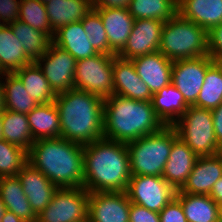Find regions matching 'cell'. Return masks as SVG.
<instances>
[{
  "label": "cell",
  "mask_w": 222,
  "mask_h": 222,
  "mask_svg": "<svg viewBox=\"0 0 222 222\" xmlns=\"http://www.w3.org/2000/svg\"><path fill=\"white\" fill-rule=\"evenodd\" d=\"M21 0H0V21L2 25L14 23L19 18Z\"/></svg>",
  "instance_id": "obj_40"
},
{
  "label": "cell",
  "mask_w": 222,
  "mask_h": 222,
  "mask_svg": "<svg viewBox=\"0 0 222 222\" xmlns=\"http://www.w3.org/2000/svg\"><path fill=\"white\" fill-rule=\"evenodd\" d=\"M0 199L5 210L13 212L25 222H37V215L32 210L17 176L0 177Z\"/></svg>",
  "instance_id": "obj_23"
},
{
  "label": "cell",
  "mask_w": 222,
  "mask_h": 222,
  "mask_svg": "<svg viewBox=\"0 0 222 222\" xmlns=\"http://www.w3.org/2000/svg\"><path fill=\"white\" fill-rule=\"evenodd\" d=\"M222 177V158L216 154L199 156L183 187L177 192L209 195L213 185Z\"/></svg>",
  "instance_id": "obj_17"
},
{
  "label": "cell",
  "mask_w": 222,
  "mask_h": 222,
  "mask_svg": "<svg viewBox=\"0 0 222 222\" xmlns=\"http://www.w3.org/2000/svg\"><path fill=\"white\" fill-rule=\"evenodd\" d=\"M209 196L218 205L222 202V177L213 185Z\"/></svg>",
  "instance_id": "obj_44"
},
{
  "label": "cell",
  "mask_w": 222,
  "mask_h": 222,
  "mask_svg": "<svg viewBox=\"0 0 222 222\" xmlns=\"http://www.w3.org/2000/svg\"><path fill=\"white\" fill-rule=\"evenodd\" d=\"M113 55L98 53L93 57L76 60L75 89L92 93L102 99L114 94Z\"/></svg>",
  "instance_id": "obj_8"
},
{
  "label": "cell",
  "mask_w": 222,
  "mask_h": 222,
  "mask_svg": "<svg viewBox=\"0 0 222 222\" xmlns=\"http://www.w3.org/2000/svg\"><path fill=\"white\" fill-rule=\"evenodd\" d=\"M114 94L133 100L151 101L152 93L138 76L131 59L113 57Z\"/></svg>",
  "instance_id": "obj_15"
},
{
  "label": "cell",
  "mask_w": 222,
  "mask_h": 222,
  "mask_svg": "<svg viewBox=\"0 0 222 222\" xmlns=\"http://www.w3.org/2000/svg\"><path fill=\"white\" fill-rule=\"evenodd\" d=\"M18 20L38 31H43L53 39L55 32L49 24L47 10L43 2L39 0H21Z\"/></svg>",
  "instance_id": "obj_35"
},
{
  "label": "cell",
  "mask_w": 222,
  "mask_h": 222,
  "mask_svg": "<svg viewBox=\"0 0 222 222\" xmlns=\"http://www.w3.org/2000/svg\"><path fill=\"white\" fill-rule=\"evenodd\" d=\"M218 155L222 158V144L219 146Z\"/></svg>",
  "instance_id": "obj_50"
},
{
  "label": "cell",
  "mask_w": 222,
  "mask_h": 222,
  "mask_svg": "<svg viewBox=\"0 0 222 222\" xmlns=\"http://www.w3.org/2000/svg\"><path fill=\"white\" fill-rule=\"evenodd\" d=\"M61 138L81 145L103 138L104 99L86 91L71 89L56 94Z\"/></svg>",
  "instance_id": "obj_2"
},
{
  "label": "cell",
  "mask_w": 222,
  "mask_h": 222,
  "mask_svg": "<svg viewBox=\"0 0 222 222\" xmlns=\"http://www.w3.org/2000/svg\"><path fill=\"white\" fill-rule=\"evenodd\" d=\"M164 21L156 19H137L124 48L117 54L124 59L159 52Z\"/></svg>",
  "instance_id": "obj_13"
},
{
  "label": "cell",
  "mask_w": 222,
  "mask_h": 222,
  "mask_svg": "<svg viewBox=\"0 0 222 222\" xmlns=\"http://www.w3.org/2000/svg\"><path fill=\"white\" fill-rule=\"evenodd\" d=\"M160 222H187L180 200L173 198L160 212Z\"/></svg>",
  "instance_id": "obj_39"
},
{
  "label": "cell",
  "mask_w": 222,
  "mask_h": 222,
  "mask_svg": "<svg viewBox=\"0 0 222 222\" xmlns=\"http://www.w3.org/2000/svg\"><path fill=\"white\" fill-rule=\"evenodd\" d=\"M35 62L55 94L75 88L76 59L66 50L51 42L46 53Z\"/></svg>",
  "instance_id": "obj_11"
},
{
  "label": "cell",
  "mask_w": 222,
  "mask_h": 222,
  "mask_svg": "<svg viewBox=\"0 0 222 222\" xmlns=\"http://www.w3.org/2000/svg\"><path fill=\"white\" fill-rule=\"evenodd\" d=\"M17 177L32 210L38 215L50 204L58 187L29 162L17 173Z\"/></svg>",
  "instance_id": "obj_16"
},
{
  "label": "cell",
  "mask_w": 222,
  "mask_h": 222,
  "mask_svg": "<svg viewBox=\"0 0 222 222\" xmlns=\"http://www.w3.org/2000/svg\"><path fill=\"white\" fill-rule=\"evenodd\" d=\"M2 139L29 151L34 143L26 114L5 109L2 112Z\"/></svg>",
  "instance_id": "obj_30"
},
{
  "label": "cell",
  "mask_w": 222,
  "mask_h": 222,
  "mask_svg": "<svg viewBox=\"0 0 222 222\" xmlns=\"http://www.w3.org/2000/svg\"><path fill=\"white\" fill-rule=\"evenodd\" d=\"M5 110L4 86L2 83V74H0V112Z\"/></svg>",
  "instance_id": "obj_46"
},
{
  "label": "cell",
  "mask_w": 222,
  "mask_h": 222,
  "mask_svg": "<svg viewBox=\"0 0 222 222\" xmlns=\"http://www.w3.org/2000/svg\"><path fill=\"white\" fill-rule=\"evenodd\" d=\"M0 222H25L17 217L13 212L5 210Z\"/></svg>",
  "instance_id": "obj_45"
},
{
  "label": "cell",
  "mask_w": 222,
  "mask_h": 222,
  "mask_svg": "<svg viewBox=\"0 0 222 222\" xmlns=\"http://www.w3.org/2000/svg\"><path fill=\"white\" fill-rule=\"evenodd\" d=\"M81 22L87 38L98 53L117 55L109 46L103 21L94 8H91Z\"/></svg>",
  "instance_id": "obj_36"
},
{
  "label": "cell",
  "mask_w": 222,
  "mask_h": 222,
  "mask_svg": "<svg viewBox=\"0 0 222 222\" xmlns=\"http://www.w3.org/2000/svg\"><path fill=\"white\" fill-rule=\"evenodd\" d=\"M81 21L70 23L55 31L52 42L69 52L76 60L93 57L98 52L86 36Z\"/></svg>",
  "instance_id": "obj_22"
},
{
  "label": "cell",
  "mask_w": 222,
  "mask_h": 222,
  "mask_svg": "<svg viewBox=\"0 0 222 222\" xmlns=\"http://www.w3.org/2000/svg\"><path fill=\"white\" fill-rule=\"evenodd\" d=\"M129 222H160L159 213L135 203L130 204Z\"/></svg>",
  "instance_id": "obj_41"
},
{
  "label": "cell",
  "mask_w": 222,
  "mask_h": 222,
  "mask_svg": "<svg viewBox=\"0 0 222 222\" xmlns=\"http://www.w3.org/2000/svg\"><path fill=\"white\" fill-rule=\"evenodd\" d=\"M212 117H213V125L215 136L218 141V144H222V103L211 110Z\"/></svg>",
  "instance_id": "obj_43"
},
{
  "label": "cell",
  "mask_w": 222,
  "mask_h": 222,
  "mask_svg": "<svg viewBox=\"0 0 222 222\" xmlns=\"http://www.w3.org/2000/svg\"><path fill=\"white\" fill-rule=\"evenodd\" d=\"M178 13L207 32L222 23V0H179Z\"/></svg>",
  "instance_id": "obj_21"
},
{
  "label": "cell",
  "mask_w": 222,
  "mask_h": 222,
  "mask_svg": "<svg viewBox=\"0 0 222 222\" xmlns=\"http://www.w3.org/2000/svg\"><path fill=\"white\" fill-rule=\"evenodd\" d=\"M138 76L147 84L152 95L171 84L173 62L161 52L131 59Z\"/></svg>",
  "instance_id": "obj_18"
},
{
  "label": "cell",
  "mask_w": 222,
  "mask_h": 222,
  "mask_svg": "<svg viewBox=\"0 0 222 222\" xmlns=\"http://www.w3.org/2000/svg\"><path fill=\"white\" fill-rule=\"evenodd\" d=\"M28 163V151L22 147L0 140V177L17 176Z\"/></svg>",
  "instance_id": "obj_37"
},
{
  "label": "cell",
  "mask_w": 222,
  "mask_h": 222,
  "mask_svg": "<svg viewBox=\"0 0 222 222\" xmlns=\"http://www.w3.org/2000/svg\"><path fill=\"white\" fill-rule=\"evenodd\" d=\"M88 195L84 187L58 188L37 222H81L88 218Z\"/></svg>",
  "instance_id": "obj_9"
},
{
  "label": "cell",
  "mask_w": 222,
  "mask_h": 222,
  "mask_svg": "<svg viewBox=\"0 0 222 222\" xmlns=\"http://www.w3.org/2000/svg\"><path fill=\"white\" fill-rule=\"evenodd\" d=\"M44 4L54 32L62 26L82 21L92 8V0H52Z\"/></svg>",
  "instance_id": "obj_25"
},
{
  "label": "cell",
  "mask_w": 222,
  "mask_h": 222,
  "mask_svg": "<svg viewBox=\"0 0 222 222\" xmlns=\"http://www.w3.org/2000/svg\"><path fill=\"white\" fill-rule=\"evenodd\" d=\"M130 200L124 192H92L88 195L91 222H129Z\"/></svg>",
  "instance_id": "obj_14"
},
{
  "label": "cell",
  "mask_w": 222,
  "mask_h": 222,
  "mask_svg": "<svg viewBox=\"0 0 222 222\" xmlns=\"http://www.w3.org/2000/svg\"><path fill=\"white\" fill-rule=\"evenodd\" d=\"M219 216L222 217V202L219 204Z\"/></svg>",
  "instance_id": "obj_49"
},
{
  "label": "cell",
  "mask_w": 222,
  "mask_h": 222,
  "mask_svg": "<svg viewBox=\"0 0 222 222\" xmlns=\"http://www.w3.org/2000/svg\"><path fill=\"white\" fill-rule=\"evenodd\" d=\"M198 156L179 137L172 143L162 177L176 190H180L191 173Z\"/></svg>",
  "instance_id": "obj_19"
},
{
  "label": "cell",
  "mask_w": 222,
  "mask_h": 222,
  "mask_svg": "<svg viewBox=\"0 0 222 222\" xmlns=\"http://www.w3.org/2000/svg\"><path fill=\"white\" fill-rule=\"evenodd\" d=\"M103 21L110 48L118 54L126 45L134 18L124 8L95 9Z\"/></svg>",
  "instance_id": "obj_20"
},
{
  "label": "cell",
  "mask_w": 222,
  "mask_h": 222,
  "mask_svg": "<svg viewBox=\"0 0 222 222\" xmlns=\"http://www.w3.org/2000/svg\"><path fill=\"white\" fill-rule=\"evenodd\" d=\"M2 83L4 86L5 109L27 114L39 105L37 101L30 97L23 83L14 73H3Z\"/></svg>",
  "instance_id": "obj_31"
},
{
  "label": "cell",
  "mask_w": 222,
  "mask_h": 222,
  "mask_svg": "<svg viewBox=\"0 0 222 222\" xmlns=\"http://www.w3.org/2000/svg\"><path fill=\"white\" fill-rule=\"evenodd\" d=\"M12 28L15 37L22 43L26 55L32 60L36 61L43 56L52 39L43 31H38L28 24L17 20L9 24Z\"/></svg>",
  "instance_id": "obj_32"
},
{
  "label": "cell",
  "mask_w": 222,
  "mask_h": 222,
  "mask_svg": "<svg viewBox=\"0 0 222 222\" xmlns=\"http://www.w3.org/2000/svg\"><path fill=\"white\" fill-rule=\"evenodd\" d=\"M222 103V64L214 62L205 74L204 83L193 106L214 109Z\"/></svg>",
  "instance_id": "obj_34"
},
{
  "label": "cell",
  "mask_w": 222,
  "mask_h": 222,
  "mask_svg": "<svg viewBox=\"0 0 222 222\" xmlns=\"http://www.w3.org/2000/svg\"><path fill=\"white\" fill-rule=\"evenodd\" d=\"M173 127L178 137L198 157L218 154L220 145L215 136L210 109L190 105Z\"/></svg>",
  "instance_id": "obj_7"
},
{
  "label": "cell",
  "mask_w": 222,
  "mask_h": 222,
  "mask_svg": "<svg viewBox=\"0 0 222 222\" xmlns=\"http://www.w3.org/2000/svg\"><path fill=\"white\" fill-rule=\"evenodd\" d=\"M40 2L46 3V2H50L52 0H39Z\"/></svg>",
  "instance_id": "obj_51"
},
{
  "label": "cell",
  "mask_w": 222,
  "mask_h": 222,
  "mask_svg": "<svg viewBox=\"0 0 222 222\" xmlns=\"http://www.w3.org/2000/svg\"><path fill=\"white\" fill-rule=\"evenodd\" d=\"M178 138L173 126L127 143L132 175L162 176L172 143Z\"/></svg>",
  "instance_id": "obj_6"
},
{
  "label": "cell",
  "mask_w": 222,
  "mask_h": 222,
  "mask_svg": "<svg viewBox=\"0 0 222 222\" xmlns=\"http://www.w3.org/2000/svg\"><path fill=\"white\" fill-rule=\"evenodd\" d=\"M176 190L162 176L132 175L126 193L131 203L159 213L173 198Z\"/></svg>",
  "instance_id": "obj_10"
},
{
  "label": "cell",
  "mask_w": 222,
  "mask_h": 222,
  "mask_svg": "<svg viewBox=\"0 0 222 222\" xmlns=\"http://www.w3.org/2000/svg\"><path fill=\"white\" fill-rule=\"evenodd\" d=\"M187 222H219V205L209 195L176 192Z\"/></svg>",
  "instance_id": "obj_28"
},
{
  "label": "cell",
  "mask_w": 222,
  "mask_h": 222,
  "mask_svg": "<svg viewBox=\"0 0 222 222\" xmlns=\"http://www.w3.org/2000/svg\"><path fill=\"white\" fill-rule=\"evenodd\" d=\"M208 55L217 63H222V23L207 32Z\"/></svg>",
  "instance_id": "obj_38"
},
{
  "label": "cell",
  "mask_w": 222,
  "mask_h": 222,
  "mask_svg": "<svg viewBox=\"0 0 222 222\" xmlns=\"http://www.w3.org/2000/svg\"><path fill=\"white\" fill-rule=\"evenodd\" d=\"M159 52L172 62L207 56V31L177 12L164 23Z\"/></svg>",
  "instance_id": "obj_5"
},
{
  "label": "cell",
  "mask_w": 222,
  "mask_h": 222,
  "mask_svg": "<svg viewBox=\"0 0 222 222\" xmlns=\"http://www.w3.org/2000/svg\"><path fill=\"white\" fill-rule=\"evenodd\" d=\"M26 115L34 141L61 137L59 113L54 102L39 104Z\"/></svg>",
  "instance_id": "obj_26"
},
{
  "label": "cell",
  "mask_w": 222,
  "mask_h": 222,
  "mask_svg": "<svg viewBox=\"0 0 222 222\" xmlns=\"http://www.w3.org/2000/svg\"><path fill=\"white\" fill-rule=\"evenodd\" d=\"M213 63L209 55L173 62L171 83L181 92L189 105L196 102L207 69Z\"/></svg>",
  "instance_id": "obj_12"
},
{
  "label": "cell",
  "mask_w": 222,
  "mask_h": 222,
  "mask_svg": "<svg viewBox=\"0 0 222 222\" xmlns=\"http://www.w3.org/2000/svg\"><path fill=\"white\" fill-rule=\"evenodd\" d=\"M128 11L137 19L170 20L178 12L176 0H131Z\"/></svg>",
  "instance_id": "obj_33"
},
{
  "label": "cell",
  "mask_w": 222,
  "mask_h": 222,
  "mask_svg": "<svg viewBox=\"0 0 222 222\" xmlns=\"http://www.w3.org/2000/svg\"><path fill=\"white\" fill-rule=\"evenodd\" d=\"M81 222H91V221L89 220V218H87V219H85V220H83Z\"/></svg>",
  "instance_id": "obj_52"
},
{
  "label": "cell",
  "mask_w": 222,
  "mask_h": 222,
  "mask_svg": "<svg viewBox=\"0 0 222 222\" xmlns=\"http://www.w3.org/2000/svg\"><path fill=\"white\" fill-rule=\"evenodd\" d=\"M14 74L21 80L30 97L39 104L54 102L56 94L35 61L23 66Z\"/></svg>",
  "instance_id": "obj_29"
},
{
  "label": "cell",
  "mask_w": 222,
  "mask_h": 222,
  "mask_svg": "<svg viewBox=\"0 0 222 222\" xmlns=\"http://www.w3.org/2000/svg\"><path fill=\"white\" fill-rule=\"evenodd\" d=\"M164 126L151 101L133 100L117 94L104 99L105 139L127 144L156 133Z\"/></svg>",
  "instance_id": "obj_4"
},
{
  "label": "cell",
  "mask_w": 222,
  "mask_h": 222,
  "mask_svg": "<svg viewBox=\"0 0 222 222\" xmlns=\"http://www.w3.org/2000/svg\"><path fill=\"white\" fill-rule=\"evenodd\" d=\"M3 124H2V112H0V140L2 139V133H3Z\"/></svg>",
  "instance_id": "obj_48"
},
{
  "label": "cell",
  "mask_w": 222,
  "mask_h": 222,
  "mask_svg": "<svg viewBox=\"0 0 222 222\" xmlns=\"http://www.w3.org/2000/svg\"><path fill=\"white\" fill-rule=\"evenodd\" d=\"M4 211H5V206L2 202V200L0 199V221H1V218L3 216Z\"/></svg>",
  "instance_id": "obj_47"
},
{
  "label": "cell",
  "mask_w": 222,
  "mask_h": 222,
  "mask_svg": "<svg viewBox=\"0 0 222 222\" xmlns=\"http://www.w3.org/2000/svg\"><path fill=\"white\" fill-rule=\"evenodd\" d=\"M84 182L89 192H124L132 176L127 144L101 138L83 147Z\"/></svg>",
  "instance_id": "obj_1"
},
{
  "label": "cell",
  "mask_w": 222,
  "mask_h": 222,
  "mask_svg": "<svg viewBox=\"0 0 222 222\" xmlns=\"http://www.w3.org/2000/svg\"><path fill=\"white\" fill-rule=\"evenodd\" d=\"M131 0H92V8H124L128 9Z\"/></svg>",
  "instance_id": "obj_42"
},
{
  "label": "cell",
  "mask_w": 222,
  "mask_h": 222,
  "mask_svg": "<svg viewBox=\"0 0 222 222\" xmlns=\"http://www.w3.org/2000/svg\"><path fill=\"white\" fill-rule=\"evenodd\" d=\"M83 147L64 138L34 141L28 162L58 188L83 187Z\"/></svg>",
  "instance_id": "obj_3"
},
{
  "label": "cell",
  "mask_w": 222,
  "mask_h": 222,
  "mask_svg": "<svg viewBox=\"0 0 222 222\" xmlns=\"http://www.w3.org/2000/svg\"><path fill=\"white\" fill-rule=\"evenodd\" d=\"M33 62L25 53L22 43L9 25L0 27V71L14 73Z\"/></svg>",
  "instance_id": "obj_27"
},
{
  "label": "cell",
  "mask_w": 222,
  "mask_h": 222,
  "mask_svg": "<svg viewBox=\"0 0 222 222\" xmlns=\"http://www.w3.org/2000/svg\"><path fill=\"white\" fill-rule=\"evenodd\" d=\"M151 102L165 126H173L190 106L172 83L153 94Z\"/></svg>",
  "instance_id": "obj_24"
}]
</instances>
